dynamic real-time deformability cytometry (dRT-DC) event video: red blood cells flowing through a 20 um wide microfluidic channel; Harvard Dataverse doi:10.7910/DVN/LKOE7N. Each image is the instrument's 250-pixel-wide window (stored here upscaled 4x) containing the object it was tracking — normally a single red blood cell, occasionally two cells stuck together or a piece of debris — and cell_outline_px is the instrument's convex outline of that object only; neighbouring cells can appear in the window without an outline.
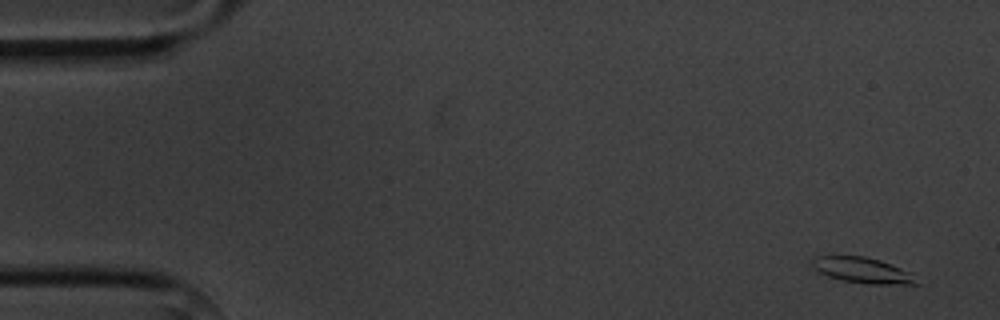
{"species": "common noctule bat (a hibernating species)", "species_latin": "Nyctalus noctula", "temperature_condition": "cold", "stored_images_in_passage": 5, "camera_frame_rate_fps": 3000, "um_per_image_px": 0.085, "animal": {"sex": "male", "body_mass_g": 20.1, "forearm_length_mm": 53.5}, "frame": {"image": 1, "passage_image": 1, "time_ms": 0.0, "image_size_px": [1000, 320], "cell_outline_px": [[920, 284], [868, 284], [840, 280], [828, 276], [820, 272], [812, 264], [812, 260], [816, 256], [864, 256], [880, 260], [900, 268], [908, 272]], "centroid_in_image_um": [73.29, 22.97], "position_along_channel_um": 11.7, "area_um2": 15.26}}
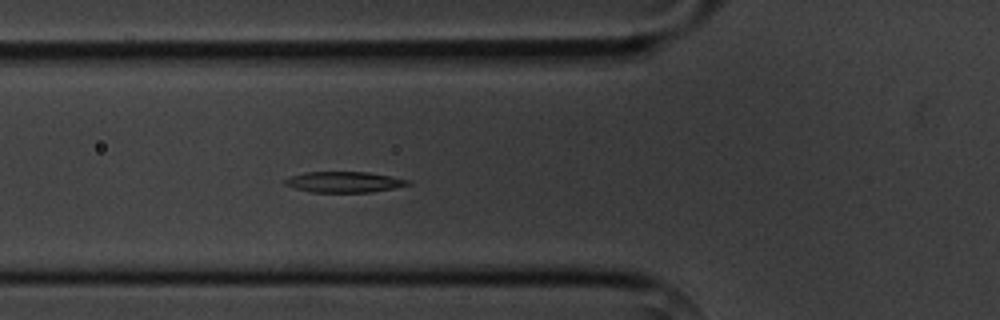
{"frame": {"image": 2, "passage_image": 5, "time_ms": 5.667, "image_size_px": [1000, 320], "cell_outline_px": [[412, 184], [372, 192], [312, 192], [296, 188], [284, 184], [284, 180], [292, 176], [304, 172], [368, 172], [392, 176], [408, 180]], "centroid_in_image_um": [29.27, 15.46], "position_along_channel_um": 96.5, "area_um2": 14.74}}